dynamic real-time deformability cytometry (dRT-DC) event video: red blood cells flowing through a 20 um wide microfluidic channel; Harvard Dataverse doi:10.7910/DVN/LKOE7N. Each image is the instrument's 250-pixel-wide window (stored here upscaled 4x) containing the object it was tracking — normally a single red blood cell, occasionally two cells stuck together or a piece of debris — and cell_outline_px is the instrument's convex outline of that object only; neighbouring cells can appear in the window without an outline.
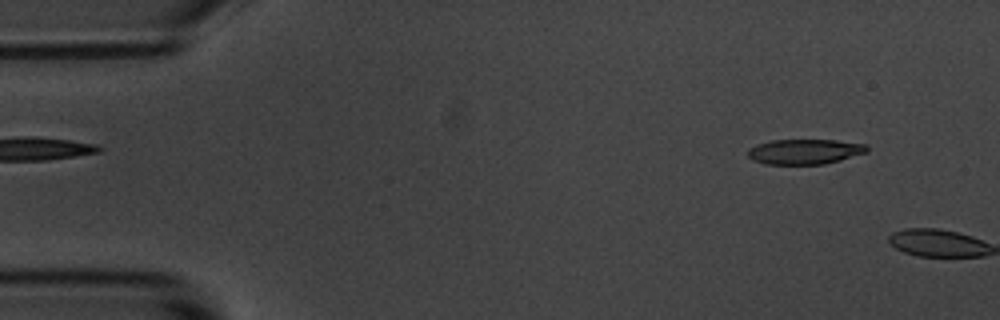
{"species": "common noctule bat (a hibernating species)", "species_latin": "Nyctalus noctula", "temperature_condition": "room temperature", "stored_images_in_passage": 2, "camera_frame_rate_fps": 3000, "um_per_image_px": 0.085, "animal": {"sex": "male", "body_mass_g": 20.1, "forearm_length_mm": 53.5}, "frame": {"image": 1, "passage_image": 1, "time_ms": 0.0, "image_size_px": [1000, 320], "cell_outline_px": [[868, 152], [840, 160], [824, 164], [764, 164], [752, 160], [748, 156], [748, 148], [772, 140], [836, 140], [868, 144]], "centroid_in_image_um": [68.43, 12.89], "position_along_channel_um": 16.6, "area_um2": 17.46}}